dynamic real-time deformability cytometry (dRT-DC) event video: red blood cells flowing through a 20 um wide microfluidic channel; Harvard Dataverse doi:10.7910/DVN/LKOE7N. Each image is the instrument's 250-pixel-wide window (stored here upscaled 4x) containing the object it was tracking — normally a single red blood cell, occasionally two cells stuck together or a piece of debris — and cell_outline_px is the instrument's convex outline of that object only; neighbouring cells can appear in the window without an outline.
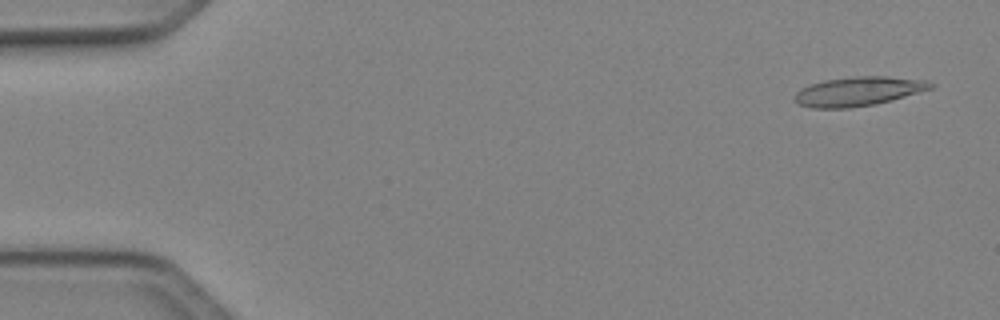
{"species": "Egyptian fruit bat (a non-hibernating species)", "species_latin": "Rousettus aegyptiacus", "temperature_condition": "cold", "stored_images_in_passage": 13, "camera_frame_rate_fps": 3000, "um_per_image_px": 0.085, "animal": {"sex": "female"}, "frame": {"image": 1, "passage_image": 2, "time_ms": 0.333, "image_size_px": [1000, 320], "cell_outline_px": [[936, 84], [932, 88], [892, 100], [876, 104], [852, 108], [812, 108], [800, 104], [792, 100], [796, 92], [800, 88], [808, 84], [824, 80], [856, 76], [884, 76], [928, 80]], "centroid_in_image_um": [72.94, 7.76], "position_along_channel_um": 12.1, "area_um2": 23.35}}